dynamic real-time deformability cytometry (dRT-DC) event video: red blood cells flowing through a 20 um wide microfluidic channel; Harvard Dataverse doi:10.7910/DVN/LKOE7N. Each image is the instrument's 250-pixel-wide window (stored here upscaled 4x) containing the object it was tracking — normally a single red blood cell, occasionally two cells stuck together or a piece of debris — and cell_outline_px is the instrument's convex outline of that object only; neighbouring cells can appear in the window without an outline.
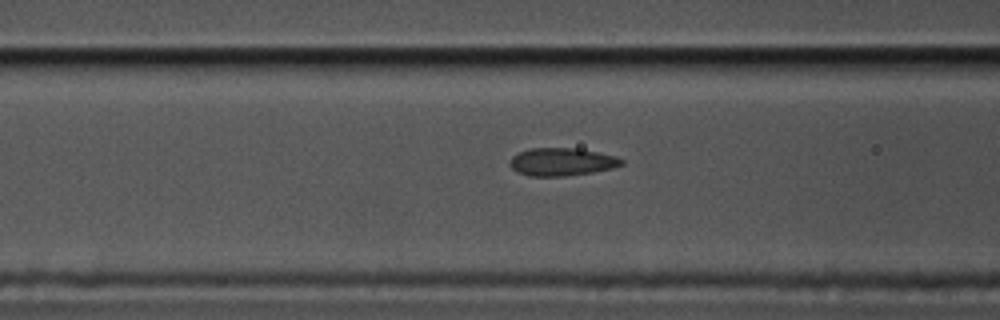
{"species": "common noctule bat (a hibernating species)", "species_latin": "Nyctalus noctula", "temperature_condition": "cold", "stored_images_in_passage": 36, "camera_frame_rate_fps": 3000, "um_per_image_px": 0.085, "animal": {"sex": "male", "body_mass_g": 17.5, "forearm_length_mm": 52.3}, "frame": {"image": 1, "passage_image": 9, "time_ms": 2.667, "image_size_px": [1000, 320], "cell_outline_px": [[624, 164], [612, 168], [592, 172], [564, 176], [528, 176], [516, 172], [508, 164], [508, 160], [512, 156], [528, 148], [576, 148], [616, 156], [624, 160]], "centroid_in_image_um": [47.71, 13.76], "position_along_channel_um": 118.9, "area_um2": 18.21}}
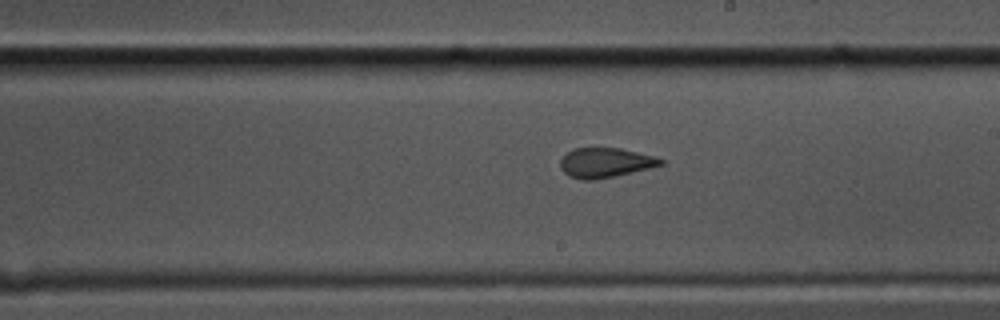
{"frame": {"image": 2, "passage_image": 19, "time_ms": 6.0, "image_size_px": [1000, 320], "cell_outline_px": [[664, 164], [616, 176], [592, 180], [584, 180], [568, 176], [560, 168], [560, 160], [572, 148], [620, 148], [656, 156], [664, 160]], "centroid_in_image_um": [51.45, 13.83], "position_along_channel_um": 237.6, "area_um2": 17.4}}
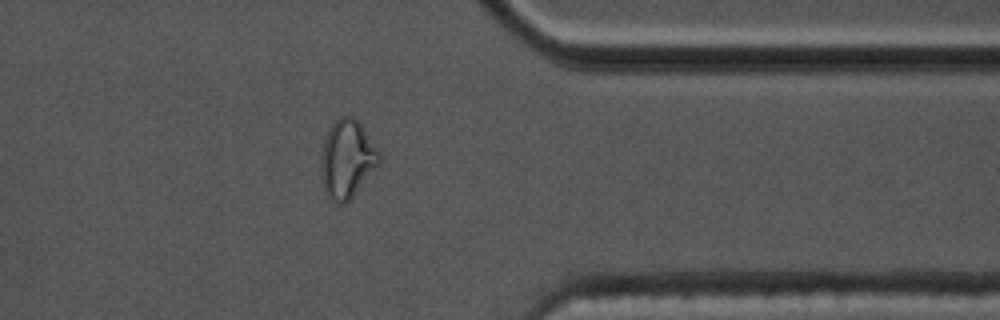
{"frame": {"image": 3, "passage_image": 32, "time_ms": 10.333, "image_size_px": [1000, 320], "cell_outline_px": [[380, 164], [352, 196], [344, 204], [336, 204], [328, 196], [324, 188], [320, 168], [320, 156], [324, 140], [332, 124], [340, 116], [352, 116], [360, 124], [380, 152]], "centroid_in_image_um": [29.49, 13.52], "position_along_channel_um": 381.9, "area_um2": 26.24}}